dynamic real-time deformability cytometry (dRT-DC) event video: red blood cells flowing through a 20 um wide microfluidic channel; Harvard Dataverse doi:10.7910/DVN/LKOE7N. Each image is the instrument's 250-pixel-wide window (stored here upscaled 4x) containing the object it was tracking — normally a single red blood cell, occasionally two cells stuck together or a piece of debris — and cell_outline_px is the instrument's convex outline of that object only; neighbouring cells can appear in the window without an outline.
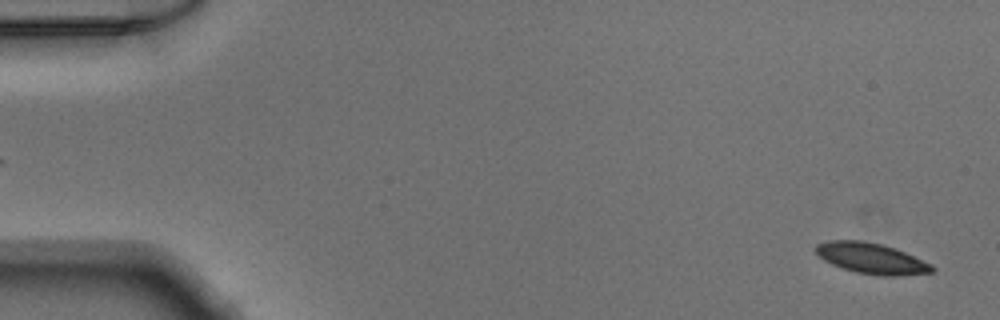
{"species": "Egyptian fruit bat (a non-hibernating species)", "species_latin": "Rousettus aegyptiacus", "temperature_condition": "warm", "stored_images_in_passage": 52, "camera_frame_rate_fps": 3000, "um_per_image_px": 0.085, "animal": {"sex": "male"}, "frame": {"image": 1, "passage_image": 2, "time_ms": 0.333, "image_size_px": [1000, 320], "cell_outline_px": [[936, 268], [932, 272], [900, 276], [880, 276], [856, 272], [832, 264], [824, 260], [812, 248], [816, 244], [828, 240], [860, 240], [880, 244], [896, 248], [932, 264]], "centroid_in_image_um": [74.07, 21.96], "position_along_channel_um": 10.9, "area_um2": 20.92}}
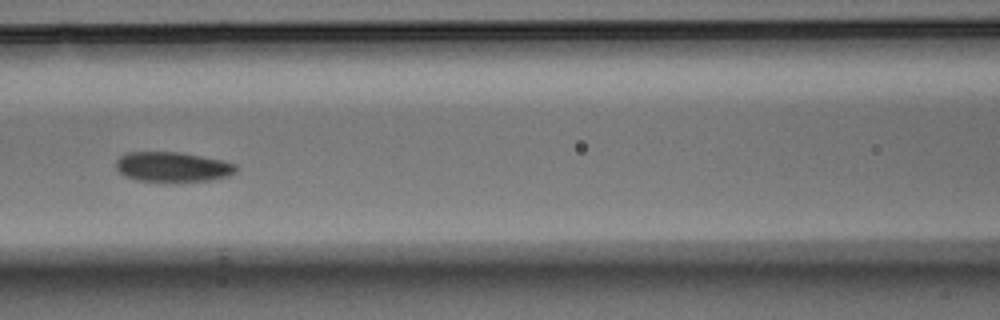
{"frame": {"image": 2, "passage_image": 23, "time_ms": 7.333, "image_size_px": [1000, 320], "cell_outline_px": [[236, 172], [228, 176], [208, 180], [164, 184], [136, 180], [124, 176], [116, 168], [116, 160], [120, 156], [128, 152], [180, 152], [220, 160], [236, 164]], "centroid_in_image_um": [14.62, 14.22], "position_along_channel_um": 152.0, "area_um2": 21.44}}
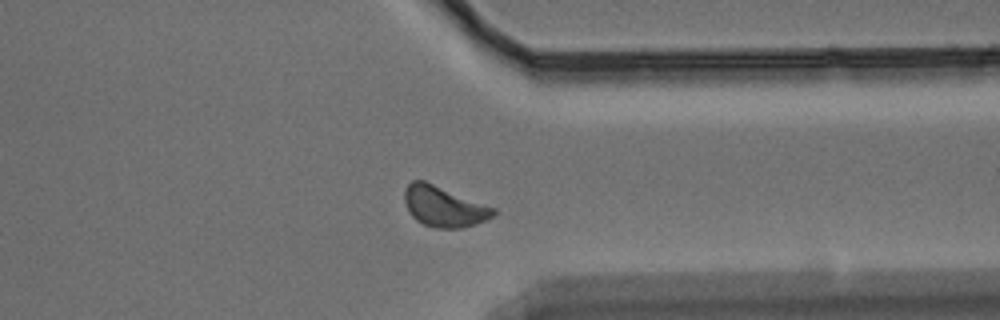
{"frame": {"image": 3, "passage_image": 40, "time_ms": 13.0, "image_size_px": [1000, 320], "cell_outline_px": [[496, 212], [492, 216], [476, 224], [464, 228], [436, 228], [424, 224], [416, 220], [408, 212], [404, 200], [404, 188], [412, 180], [424, 180], [496, 208]], "centroid_in_image_um": [37.7, 17.55], "position_along_channel_um": 373.7, "area_um2": 21.04}}